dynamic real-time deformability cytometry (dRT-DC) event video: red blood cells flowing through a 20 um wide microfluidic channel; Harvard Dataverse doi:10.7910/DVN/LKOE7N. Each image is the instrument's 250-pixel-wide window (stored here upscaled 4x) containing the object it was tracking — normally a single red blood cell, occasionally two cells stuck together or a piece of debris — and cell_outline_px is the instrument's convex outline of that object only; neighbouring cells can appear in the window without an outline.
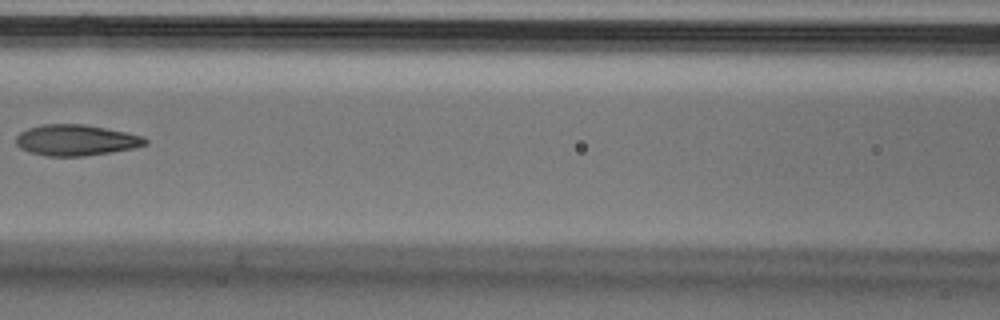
{"species": "Egyptian fruit bat (a non-hibernating species)", "species_latin": "Rousettus aegyptiacus", "temperature_condition": "cold", "stored_images_in_passage": 4, "camera_frame_rate_fps": 3000, "um_per_image_px": 0.085, "animal": {"sex": "male"}, "frame": {"image": 1, "passage_image": 3, "time_ms": 0.667, "image_size_px": [1000, 320], "cell_outline_px": [[148, 144], [132, 148], [112, 152], [84, 156], [48, 156], [28, 152], [20, 148], [16, 144], [16, 136], [20, 132], [28, 128], [44, 124], [84, 124], [144, 136], [148, 140]], "centroid_in_image_um": [6.44, 11.92], "position_along_channel_um": 160.2, "area_um2": 23.29}}
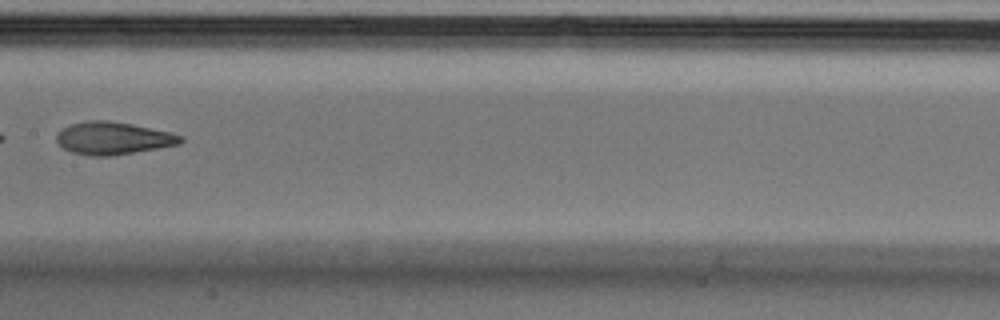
{"frame": {"image": 2, "passage_image": 4, "time_ms": 1.0, "image_size_px": [1000, 320], "cell_outline_px": [[184, 140], [180, 144], [112, 156], [88, 156], [72, 152], [64, 148], [56, 140], [56, 136], [64, 128], [72, 124], [84, 120], [108, 120], [132, 124], [168, 132], [184, 136]], "centroid_in_image_um": [9.62, 11.75], "position_along_channel_um": 197.8, "area_um2": 23.41}}